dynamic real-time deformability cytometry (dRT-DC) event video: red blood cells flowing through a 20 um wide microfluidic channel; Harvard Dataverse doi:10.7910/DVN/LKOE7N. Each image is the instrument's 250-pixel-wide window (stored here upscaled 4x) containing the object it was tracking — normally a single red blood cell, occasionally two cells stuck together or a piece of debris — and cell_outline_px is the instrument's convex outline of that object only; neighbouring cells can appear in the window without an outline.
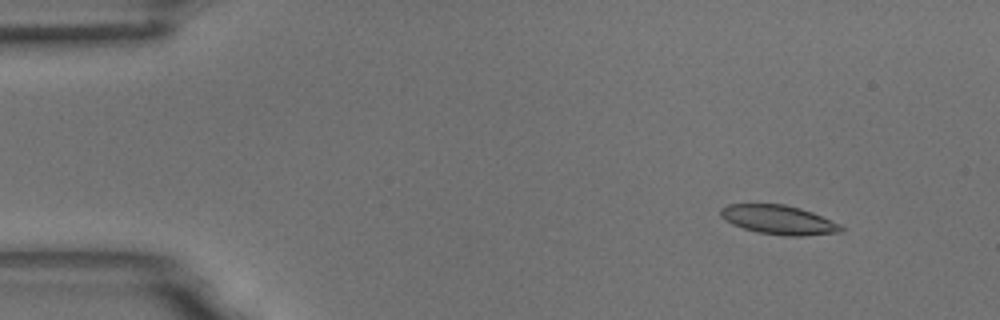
{"species": "common noctule bat (a hibernating species)", "species_latin": "Nyctalus noctula", "temperature_condition": "room temperature", "stored_images_in_passage": 5, "camera_frame_rate_fps": 3000, "um_per_image_px": 0.085, "animal": {"sex": "male", "body_mass_g": 18.8}, "frame": {"image": 1, "passage_image": 2, "time_ms": 0.333, "image_size_px": [1000, 320], "cell_outline_px": [[844, 232], [804, 236], [784, 236], [760, 232], [744, 228], [732, 224], [724, 220], [720, 216], [720, 208], [728, 204], [784, 204], [800, 208], [812, 212], [840, 224], [844, 228]], "centroid_in_image_um": [66.2, 18.68], "position_along_channel_um": 18.8, "area_um2": 20.52}}
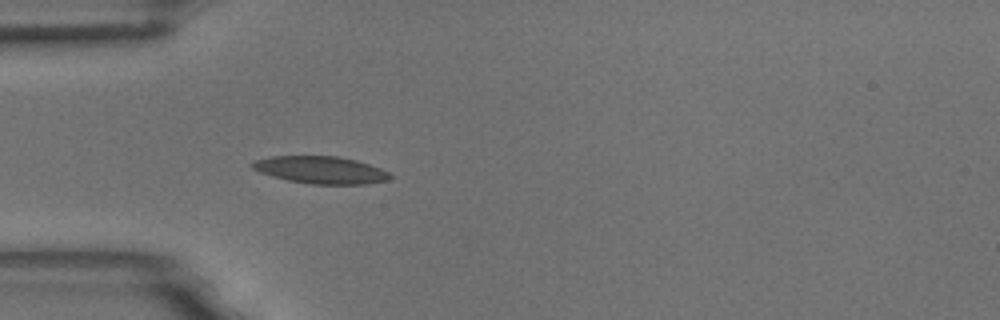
{"frame": {"image": 2, "passage_image": 5, "time_ms": 1.333, "image_size_px": [1000, 320], "cell_outline_px": [[392, 176], [388, 180], [368, 184], [312, 184], [288, 180], [272, 176], [260, 172], [252, 168], [248, 164], [256, 160], [272, 156], [336, 156], [356, 160], [380, 168], [388, 172]], "centroid_in_image_um": [27.25, 14.44], "position_along_channel_um": 57.7, "area_um2": 21.85}}